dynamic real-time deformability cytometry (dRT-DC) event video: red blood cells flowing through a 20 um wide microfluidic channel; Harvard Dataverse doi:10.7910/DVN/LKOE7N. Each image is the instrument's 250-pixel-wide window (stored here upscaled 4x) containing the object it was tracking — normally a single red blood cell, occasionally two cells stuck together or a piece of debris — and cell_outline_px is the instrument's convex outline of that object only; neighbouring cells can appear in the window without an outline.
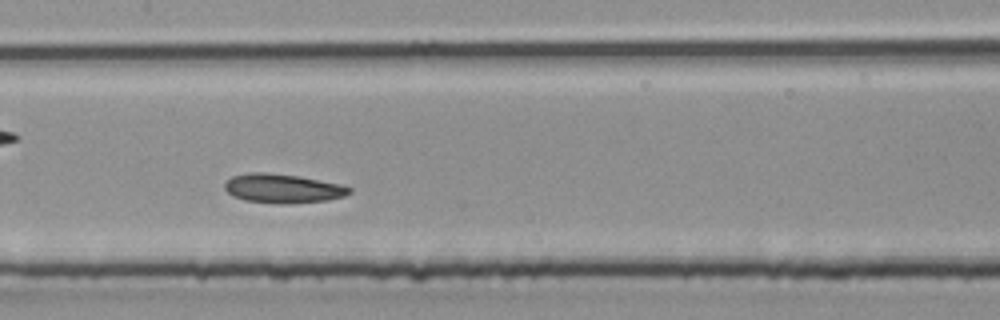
{"species": "common noctule bat (a hibernating species)", "species_latin": "Nyctalus noctula", "temperature_condition": "room temperature", "stored_images_in_passage": 24, "camera_frame_rate_fps": 3000, "um_per_image_px": 0.085, "animal": {"sex": "male", "body_mass_g": 20.4}, "frame": {"image": 1, "passage_image": 11, "time_ms": 3.333, "image_size_px": [1000, 320], "cell_outline_px": [[352, 192], [344, 196], [328, 200], [288, 204], [244, 200], [232, 196], [224, 188], [224, 184], [232, 176], [248, 172], [264, 172], [300, 176], [340, 184], [352, 188]], "centroid_in_image_um": [24.04, 16.01], "position_along_channel_um": 183.4, "area_um2": 21.15}}
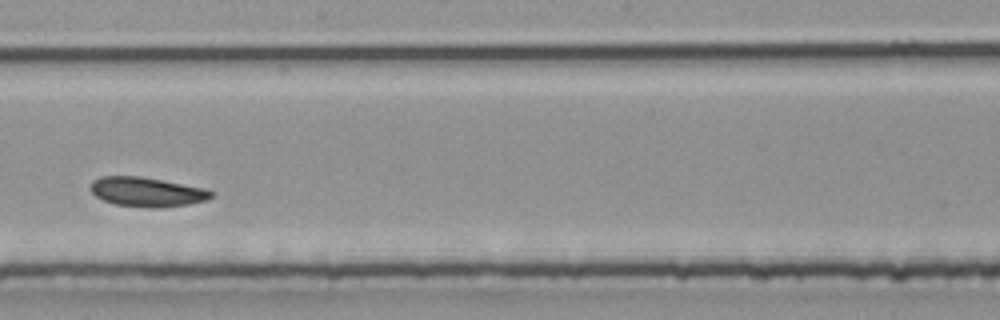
{"frame": {"image": 2, "passage_image": 14, "time_ms": 4.333, "image_size_px": [1000, 320], "cell_outline_px": [[212, 196], [204, 200], [188, 204], [152, 208], [116, 204], [104, 200], [96, 196], [92, 192], [92, 180], [100, 176], [140, 176], [208, 188], [212, 192]], "centroid_in_image_um": [12.49, 16.29], "position_along_channel_um": 235.7, "area_um2": 20.46}}